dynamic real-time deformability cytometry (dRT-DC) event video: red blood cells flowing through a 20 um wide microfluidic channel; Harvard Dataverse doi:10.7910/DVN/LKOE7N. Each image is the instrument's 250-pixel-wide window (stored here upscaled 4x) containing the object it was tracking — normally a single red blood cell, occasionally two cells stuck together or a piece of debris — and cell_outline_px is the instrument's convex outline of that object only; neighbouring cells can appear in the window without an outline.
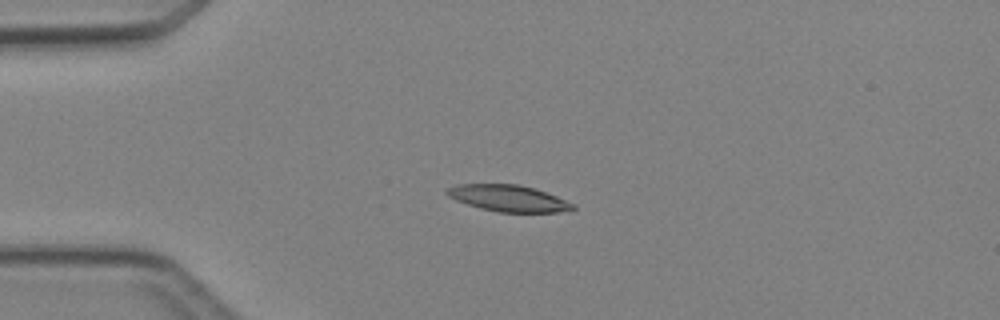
{"species": "Egyptian fruit bat (a non-hibernating species)", "species_latin": "Rousettus aegyptiacus", "temperature_condition": "cold", "stored_images_in_passage": 5, "camera_frame_rate_fps": 3000, "um_per_image_px": 0.085, "animal": {"sex": "female"}, "frame": {"image": 1, "passage_image": 3, "time_ms": 2.333, "image_size_px": [1000, 320], "cell_outline_px": [[576, 208], [572, 212], [500, 212], [480, 208], [456, 200], [448, 196], [444, 192], [448, 188], [456, 184], [520, 184], [536, 188], [576, 204]], "centroid_in_image_um": [43.28, 16.85], "position_along_channel_um": 41.7, "area_um2": 19.65}}
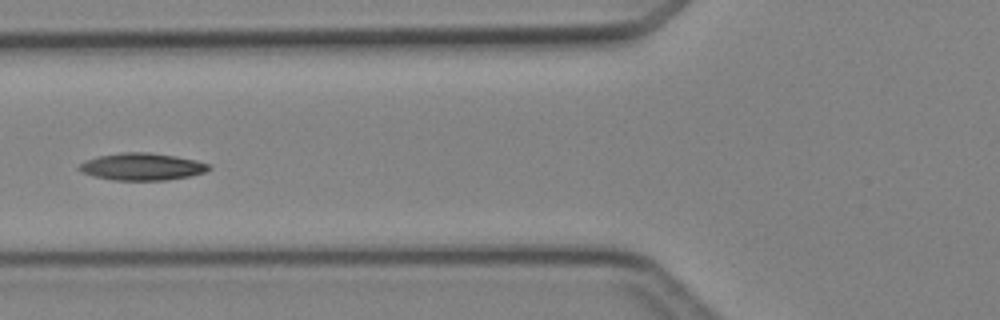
{"frame": {"image": 2, "passage_image": 5, "time_ms": 4.667, "image_size_px": [1000, 320], "cell_outline_px": [[212, 168], [204, 172], [188, 176], [168, 180], [112, 180], [96, 176], [84, 172], [76, 168], [84, 160], [100, 156], [124, 152], [148, 152], [176, 156], [196, 160], [208, 164]], "centroid_in_image_um": [12.08, 14.16], "position_along_channel_um": 113.7, "area_um2": 20.35}}